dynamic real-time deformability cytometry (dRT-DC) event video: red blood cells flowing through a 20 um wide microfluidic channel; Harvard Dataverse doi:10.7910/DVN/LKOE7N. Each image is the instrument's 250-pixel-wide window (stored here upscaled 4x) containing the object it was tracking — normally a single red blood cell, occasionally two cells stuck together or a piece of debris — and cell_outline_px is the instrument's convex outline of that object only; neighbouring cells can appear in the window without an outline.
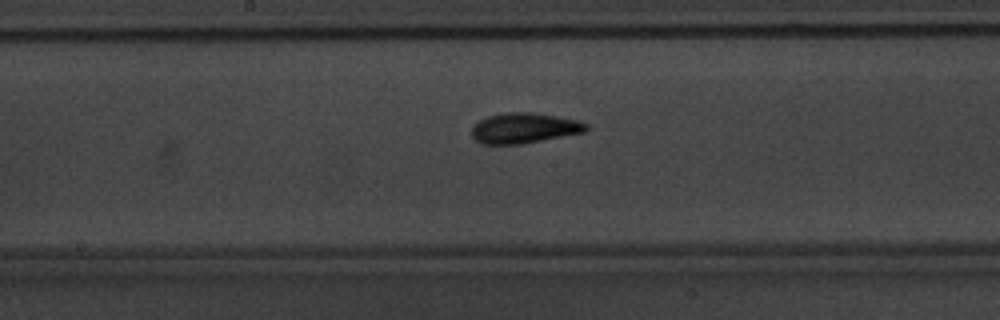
{"species": "common noctule bat (a hibernating species)", "species_latin": "Nyctalus noctula", "temperature_condition": "warm", "stored_images_in_passage": 43, "camera_frame_rate_fps": 3000, "um_per_image_px": 0.085, "animal": {"sex": "male", "body_mass_g": 20.1, "forearm_length_mm": 53.5}, "frame": {"image": 1, "passage_image": 21, "time_ms": 6.667, "image_size_px": [1000, 320], "cell_outline_px": [[588, 128], [584, 132], [520, 144], [484, 144], [476, 140], [472, 136], [472, 124], [488, 116], [508, 112], [532, 112], [556, 116], [576, 120], [588, 124]], "centroid_in_image_um": [44.53, 10.88], "position_along_channel_um": 203.7, "area_um2": 20.06}}
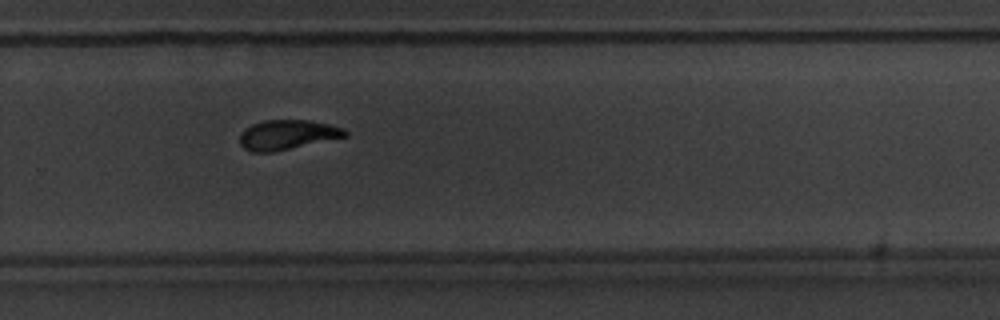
{"frame": {"image": 2, "passage_image": 29, "time_ms": 9.333, "image_size_px": [1000, 320], "cell_outline_px": [[348, 136], [272, 152], [252, 152], [244, 148], [240, 144], [240, 132], [244, 128], [252, 124], [264, 120], [308, 120], [328, 124], [344, 128], [348, 132]], "centroid_in_image_um": [24.4, 11.45], "position_along_channel_um": 305.4, "area_um2": 18.21}}
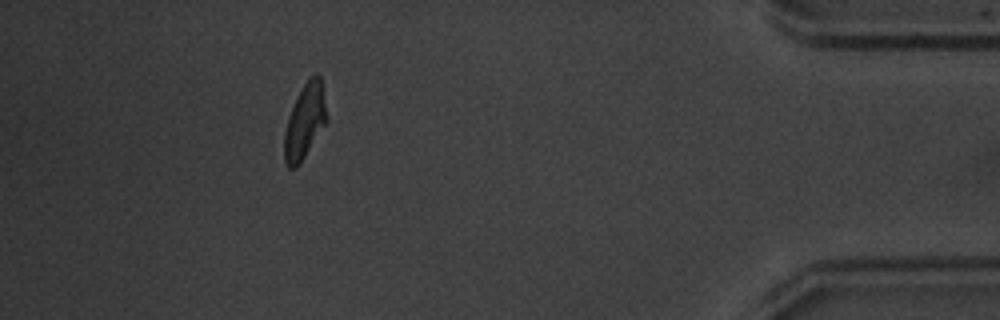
{"frame": {"image": 3, "passage_image": 41, "time_ms": 13.333, "image_size_px": [1000, 320], "cell_outline_px": [[328, 120], [296, 168], [288, 168], [284, 160], [284, 132], [288, 116], [296, 96], [304, 84], [316, 72], [320, 76]], "centroid_in_image_um": [25.89, 10.31], "position_along_channel_um": 409.3, "area_um2": 18.26}, "authors_computed_cell_mechanics": {"area_um2": 18.785, "velocity_mm_per_s": 3.829, "shape_relaxation_time_tau1_ms": 2.8869, "shape_relaxation_time_tau2_ms": 1.5887, "deformation_change_tau1": 0.1552, "deformation_change_tau2": 0.0758}}